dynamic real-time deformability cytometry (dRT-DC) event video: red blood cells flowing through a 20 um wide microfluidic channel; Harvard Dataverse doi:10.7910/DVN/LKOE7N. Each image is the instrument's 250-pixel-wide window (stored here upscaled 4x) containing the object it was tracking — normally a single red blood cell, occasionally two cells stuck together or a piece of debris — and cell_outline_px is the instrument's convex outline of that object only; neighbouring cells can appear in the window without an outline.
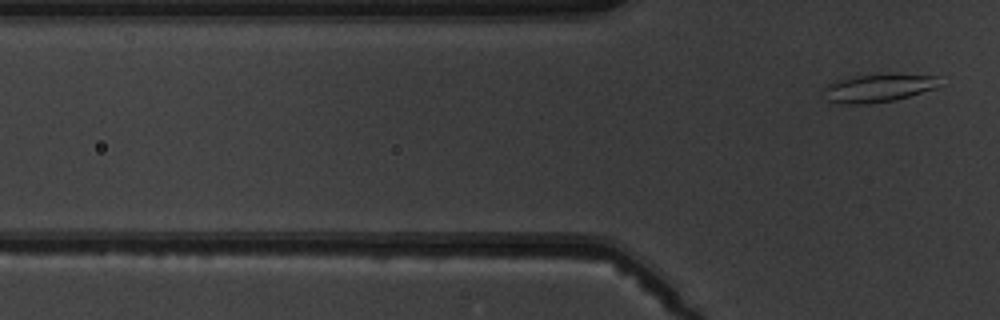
{"species": "common noctule bat (a hibernating species)", "species_latin": "Nyctalus noctula", "temperature_condition": "warm", "stored_images_in_passage": 6, "segment_of_instrument_passage": [2, 2], "camera_frame_rate_fps": 3000, "um_per_image_px": 0.085, "animal": {"sex": "male", "body_mass_g": 19.5, "forearm_length_mm": 54.6}, "frame": {"image": 1, "passage_image": 6, "time_ms": 6.0, "image_size_px": [1000, 320], "cell_outline_px": [[940, 76], [936, 88], [896, 100], [868, 104], [848, 104], [824, 100], [824, 88], [828, 84], [836, 80], [848, 76], [888, 72]], "centroid_in_image_um": [74.64, 7.45], "position_along_channel_um": 51.2, "area_um2": 19.71}}